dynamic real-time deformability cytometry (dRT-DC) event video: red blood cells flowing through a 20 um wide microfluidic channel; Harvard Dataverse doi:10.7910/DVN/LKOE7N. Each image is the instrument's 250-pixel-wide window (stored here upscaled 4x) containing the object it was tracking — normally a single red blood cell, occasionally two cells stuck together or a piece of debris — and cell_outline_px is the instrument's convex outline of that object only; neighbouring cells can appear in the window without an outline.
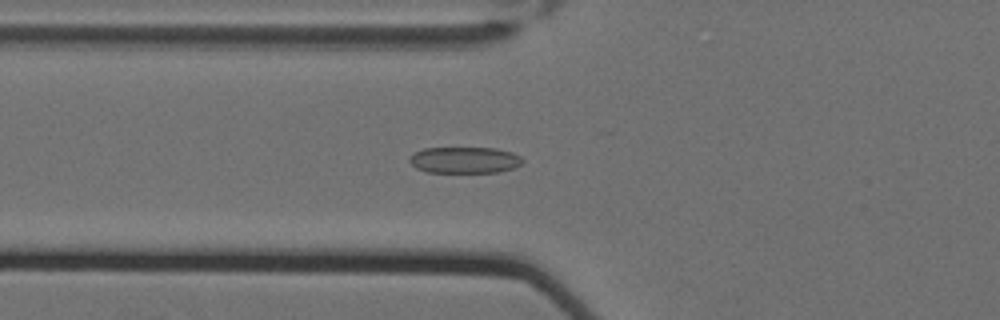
{"species": "Egyptian fruit bat (a non-hibernating species)", "species_latin": "Rousettus aegyptiacus", "temperature_condition": "cold", "stored_images_in_passage": 60, "camera_frame_rate_fps": 3000, "um_per_image_px": 0.085, "animal": {"sex": "female"}, "frame": {"image": 1, "passage_image": 24, "time_ms": 7.667, "image_size_px": [1000, 320], "cell_outline_px": [[524, 160], [516, 168], [500, 172], [428, 172], [416, 168], [408, 160], [408, 156], [424, 148], [496, 148], [512, 152], [520, 156]], "centroid_in_image_um": [39.51, 13.6], "position_along_channel_um": 86.3, "area_um2": 17.46}}
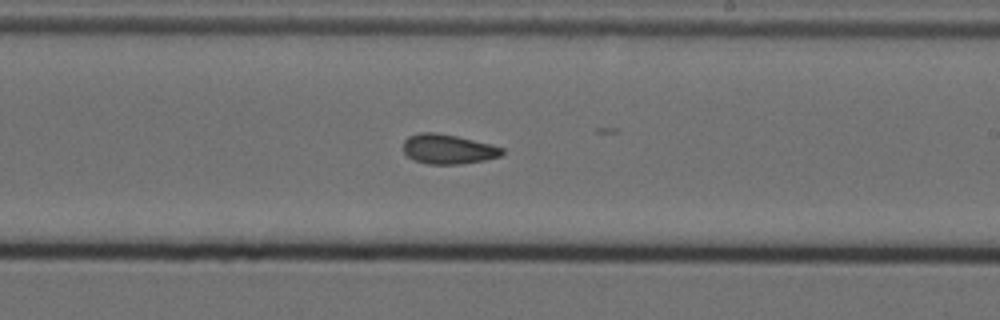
{"frame": {"image": 2, "passage_image": 38, "time_ms": 12.333, "image_size_px": [1000, 320], "cell_outline_px": [[504, 152], [500, 156], [484, 160], [460, 164], [428, 164], [416, 160], [408, 156], [404, 152], [404, 140], [408, 136], [420, 132], [436, 132], [456, 136], [504, 148]], "centroid_in_image_um": [38.07, 12.67], "position_along_channel_um": 250.9, "area_um2": 16.88}}
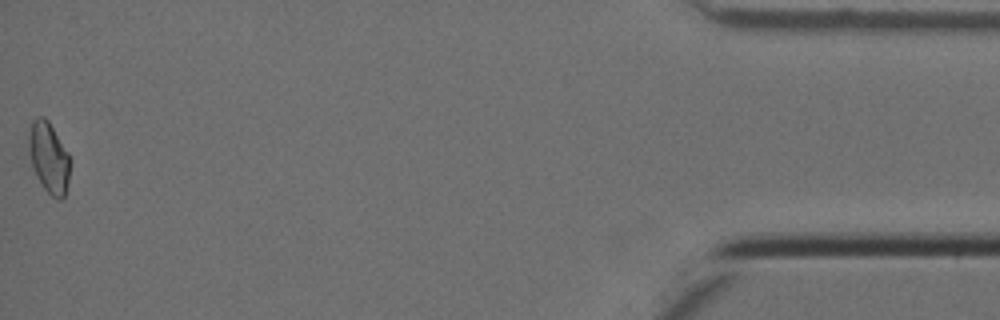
{"frame": {"image": 3, "passage_image": 60, "time_ms": 19.667, "image_size_px": [1000, 320], "cell_outline_px": [[72, 160], [68, 184], [64, 196], [60, 200], [56, 200], [44, 188], [32, 164], [28, 144], [28, 140], [32, 120], [36, 116], [44, 116], [48, 120], [68, 152]], "centroid_in_image_um": [4.19, 13.38], "position_along_channel_um": 431.0, "area_um2": 17.05}, "authors_computed_cell_mechanics": {"area_um2": 17.3689, "velocity_mm_per_s": 3.5073, "shape_relaxation_time_tau1_ms": null, "shape_relaxation_time_tau2_ms": 3.0534, "deformation_change_tau1": null, "deformation_change_tau2": 0.1001}}